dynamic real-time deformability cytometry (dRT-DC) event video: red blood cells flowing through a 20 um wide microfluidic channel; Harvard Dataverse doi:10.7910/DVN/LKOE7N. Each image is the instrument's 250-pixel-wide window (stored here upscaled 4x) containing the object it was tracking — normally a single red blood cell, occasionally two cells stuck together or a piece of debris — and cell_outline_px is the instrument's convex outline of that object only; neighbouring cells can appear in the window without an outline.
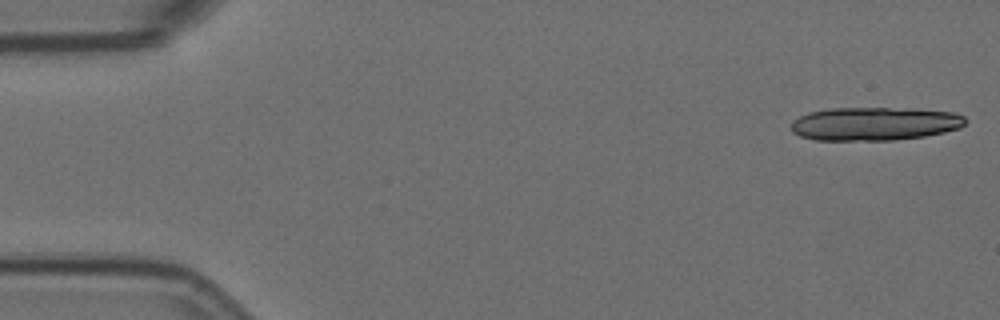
{"species": "Egyptian fruit bat (a non-hibernating species)", "species_latin": "Rousettus aegyptiacus", "temperature_condition": "room temperature", "stored_images_in_passage": 18, "camera_frame_rate_fps": 3000, "um_per_image_px": 0.085, "animal": {"sex": "female"}, "frame": {"image": 1, "passage_image": 1, "time_ms": 0.0, "image_size_px": [1000, 320], "cell_outline_px": [[968, 120], [960, 128], [944, 132], [924, 136], [896, 140], [816, 140], [800, 136], [792, 132], [792, 120], [808, 112], [828, 108], [912, 108], [956, 112], [964, 116]], "centroid_in_image_um": [74.37, 10.51], "position_along_channel_um": 10.6, "area_um2": 34.28}}